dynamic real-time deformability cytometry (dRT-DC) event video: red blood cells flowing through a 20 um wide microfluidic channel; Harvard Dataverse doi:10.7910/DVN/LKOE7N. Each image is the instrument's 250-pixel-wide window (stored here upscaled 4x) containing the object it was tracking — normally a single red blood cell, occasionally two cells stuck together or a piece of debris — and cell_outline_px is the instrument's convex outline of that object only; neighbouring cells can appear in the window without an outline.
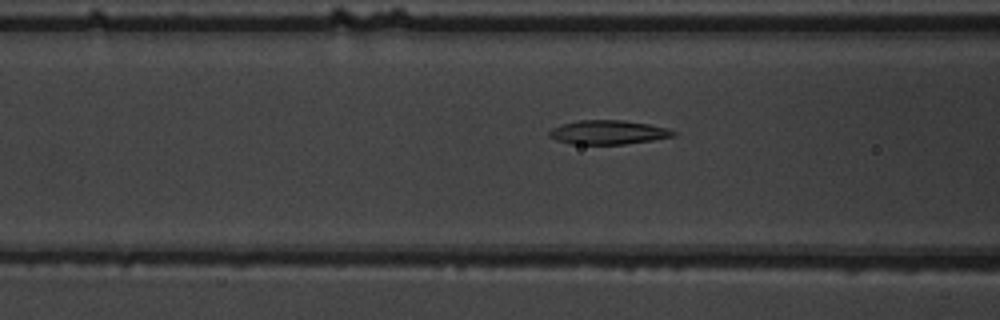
{"species": "common noctule bat (a hibernating species)", "species_latin": "Nyctalus noctula", "temperature_condition": "warm", "stored_images_in_passage": 34, "camera_frame_rate_fps": 3000, "um_per_image_px": 0.085, "animal": {"sex": "male", "body_mass_g": 19.5, "forearm_length_mm": 54.6}, "frame": {"image": 1, "passage_image": 7, "time_ms": 2.0, "image_size_px": [1000, 320], "cell_outline_px": [[676, 136], [652, 140], [624, 144], [572, 144], [556, 140], [548, 136], [548, 132], [552, 128], [560, 124], [580, 120], [624, 120], [648, 124], [668, 128], [676, 132]], "centroid_in_image_um": [51.68, 11.24], "position_along_channel_um": 114.9, "area_um2": 17.46}}
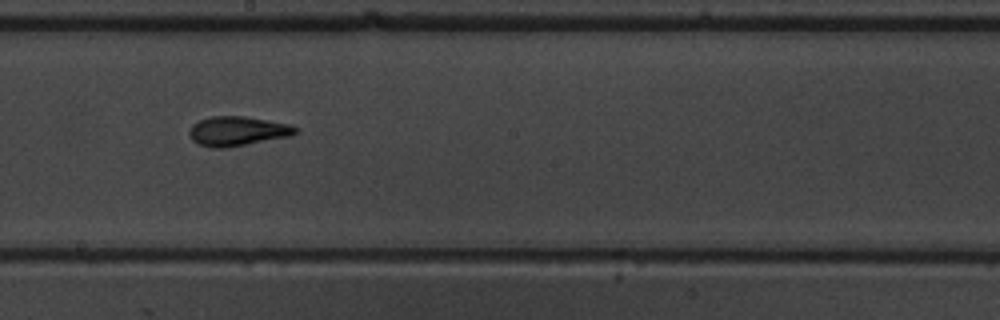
{"frame": {"image": 2, "passage_image": 16, "time_ms": 5.0, "image_size_px": [1000, 320], "cell_outline_px": [[300, 132], [288, 136], [224, 148], [212, 148], [196, 144], [192, 140], [188, 132], [192, 124], [200, 120], [212, 116], [244, 116], [288, 124], [296, 128]], "centroid_in_image_um": [20.12, 11.15], "position_along_channel_um": 228.1, "area_um2": 18.03}}
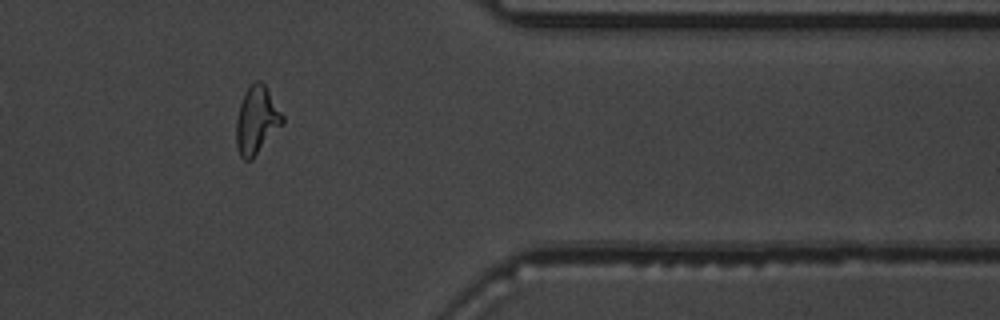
{"frame": {"image": 3, "passage_image": 30, "time_ms": 9.667, "image_size_px": [1000, 320], "cell_outline_px": [[284, 124], [252, 160], [244, 160], [240, 156], [236, 144], [236, 120], [240, 104], [248, 88], [256, 80], [260, 80], [268, 88], [284, 116]], "centroid_in_image_um": [21.84, 10.24], "position_along_channel_um": 389.6, "area_um2": 18.38}}